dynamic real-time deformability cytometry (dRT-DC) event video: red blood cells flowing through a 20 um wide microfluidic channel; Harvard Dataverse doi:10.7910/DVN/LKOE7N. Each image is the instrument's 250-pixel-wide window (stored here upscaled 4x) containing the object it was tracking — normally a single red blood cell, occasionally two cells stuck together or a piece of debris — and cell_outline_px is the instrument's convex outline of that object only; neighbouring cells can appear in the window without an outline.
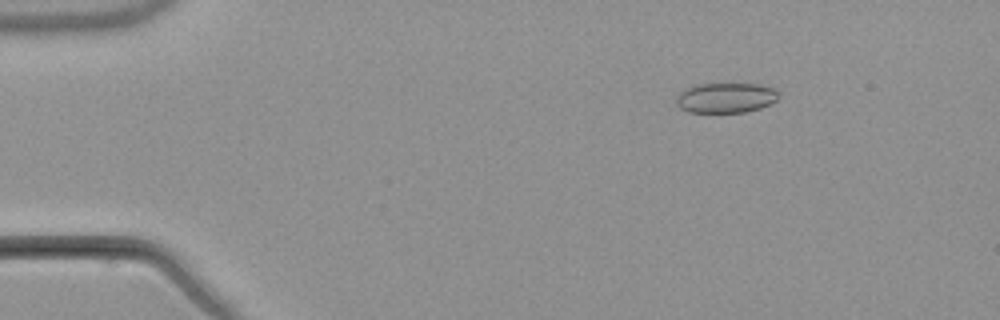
{"species": "common noctule bat (a hibernating species)", "species_latin": "Nyctalus noctula", "temperature_condition": "warm", "stored_images_in_passage": 6, "camera_frame_rate_fps": 3000, "um_per_image_px": 0.085, "animal": {"sex": "male", "body_mass_g": 21.5, "forearm_length_mm": 52.0}, "frame": {"image": 1, "passage_image": 2, "time_ms": 2.0, "image_size_px": [1000, 320], "cell_outline_px": [[780, 92], [776, 100], [760, 108], [744, 112], [688, 112], [680, 108], [676, 104], [676, 96], [684, 88], [696, 84], [760, 84], [772, 88]], "centroid_in_image_um": [61.65, 8.31], "position_along_channel_um": 23.3, "area_um2": 17.98}}
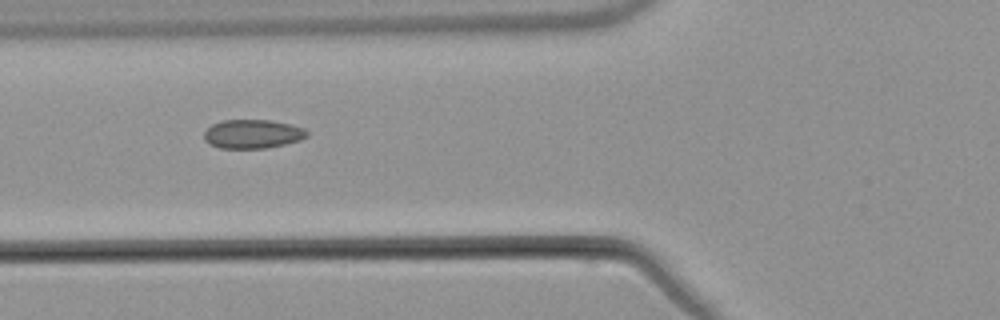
{"frame": {"image": 2, "passage_image": 5, "time_ms": 6.333, "image_size_px": [1000, 320], "cell_outline_px": [[308, 136], [300, 140], [284, 144], [264, 148], [220, 148], [208, 144], [204, 140], [204, 132], [212, 124], [220, 120], [272, 120], [292, 124], [304, 128], [308, 132]], "centroid_in_image_um": [21.46, 11.38], "position_along_channel_um": 104.3, "area_um2": 17.46}}
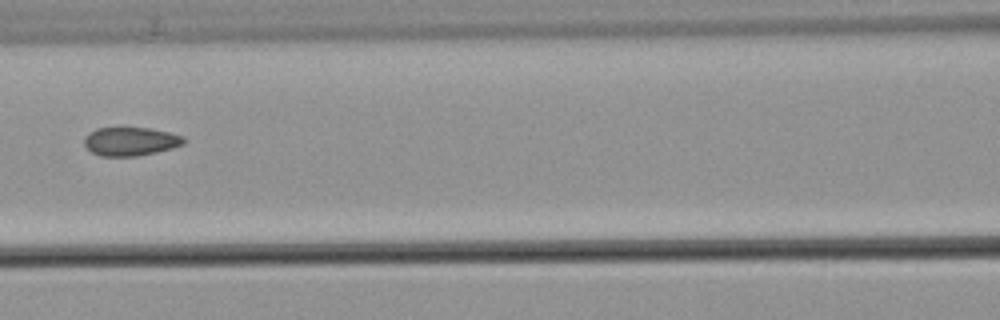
{"frame": {"image": 3, "passage_image": 6, "time_ms": 7.667, "image_size_px": [1000, 320], "cell_outline_px": [[184, 144], [172, 148], [156, 152], [136, 156], [100, 156], [92, 152], [84, 144], [84, 136], [96, 128], [152, 128], [184, 136]], "centroid_in_image_um": [11.09, 12.02], "position_along_channel_um": 155.5, "area_um2": 16.53}}